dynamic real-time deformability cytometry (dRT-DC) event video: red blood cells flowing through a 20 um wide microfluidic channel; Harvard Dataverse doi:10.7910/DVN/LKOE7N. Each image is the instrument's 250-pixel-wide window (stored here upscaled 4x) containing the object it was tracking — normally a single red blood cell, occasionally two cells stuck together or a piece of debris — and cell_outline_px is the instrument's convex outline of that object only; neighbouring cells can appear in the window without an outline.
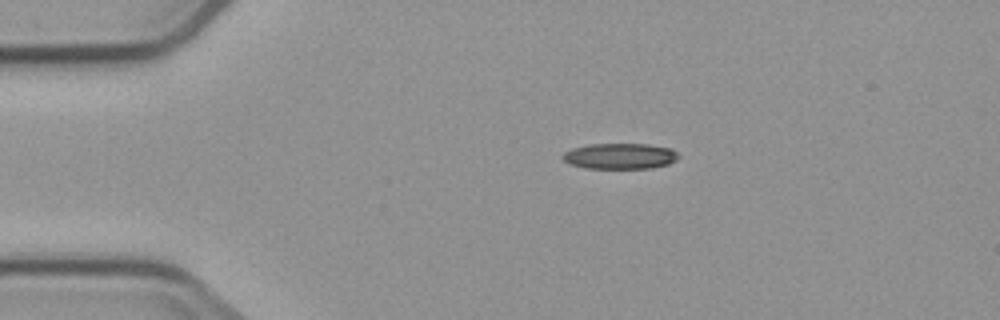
{"species": "common noctule bat (a hibernating species)", "species_latin": "Nyctalus noctula", "temperature_condition": "cold", "stored_images_in_passage": 6, "camera_frame_rate_fps": 3000, "um_per_image_px": 0.085, "animal": {"sex": "male", "body_mass_g": 23.1, "forearm_length_mm": 52.7}, "frame": {"image": 1, "passage_image": 6, "time_ms": 6.0, "image_size_px": [1000, 320], "cell_outline_px": [[680, 156], [676, 160], [668, 164], [652, 168], [584, 168], [568, 164], [560, 156], [564, 152], [572, 148], [588, 144], [648, 144], [672, 148]], "centroid_in_image_um": [52.68, 13.27], "position_along_channel_um": 32.3, "area_um2": 17.57}}